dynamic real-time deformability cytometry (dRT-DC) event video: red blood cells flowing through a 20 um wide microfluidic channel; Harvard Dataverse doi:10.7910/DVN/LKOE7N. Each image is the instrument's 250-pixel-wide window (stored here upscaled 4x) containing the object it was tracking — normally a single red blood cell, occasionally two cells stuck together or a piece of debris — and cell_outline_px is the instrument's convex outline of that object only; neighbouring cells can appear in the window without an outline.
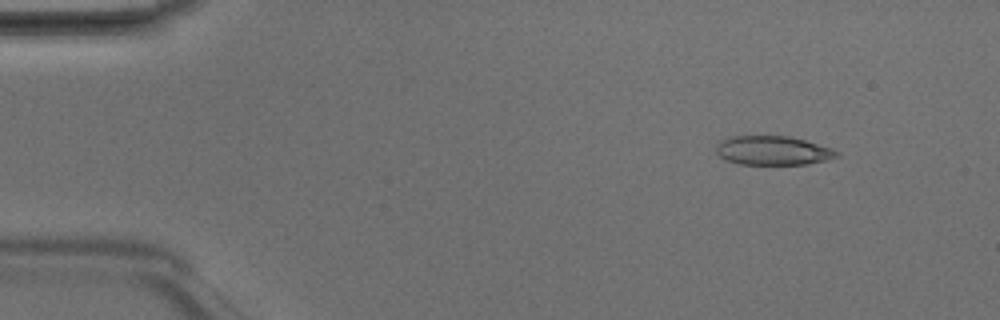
{"species": "Egyptian fruit bat (a non-hibernating species)", "species_latin": "Rousettus aegyptiacus", "temperature_condition": "room temperature", "stored_images_in_passage": 5, "camera_frame_rate_fps": 3000, "um_per_image_px": 0.085, "animal": {"sex": "male"}, "frame": {"image": 1, "passage_image": 1, "time_ms": 0.0, "image_size_px": [1000, 320], "cell_outline_px": [[840, 156], [808, 164], [740, 164], [728, 160], [720, 156], [716, 152], [716, 144], [720, 140], [728, 136], [788, 136], [804, 140], [832, 148], [840, 152]], "centroid_in_image_um": [65.69, 12.79], "position_along_channel_um": 19.3, "area_um2": 20.4}}
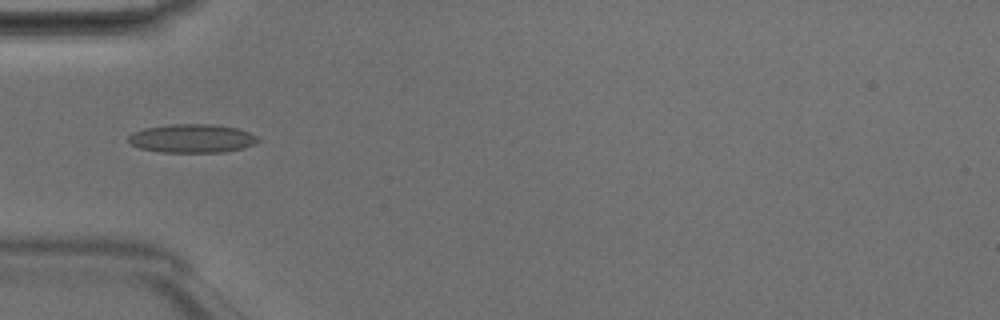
{"frame": {"image": 2, "passage_image": 4, "time_ms": 1.0, "image_size_px": [1000, 320], "cell_outline_px": [[260, 140], [244, 148], [224, 152], [160, 152], [140, 148], [132, 144], [128, 140], [128, 136], [132, 132], [144, 128], [168, 124], [212, 124], [236, 128], [248, 132], [256, 136]], "centroid_in_image_um": [16.3, 11.76], "position_along_channel_um": 68.7, "area_um2": 21.56}}